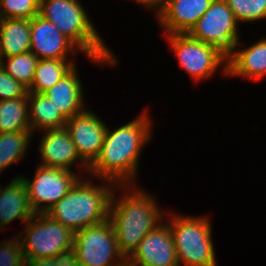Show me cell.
Segmentation results:
<instances>
[{"mask_svg": "<svg viewBox=\"0 0 266 266\" xmlns=\"http://www.w3.org/2000/svg\"><path fill=\"white\" fill-rule=\"evenodd\" d=\"M136 119V120H135ZM114 131L107 128L101 152L89 172L104 182L133 185L142 147L150 141L152 122L147 111Z\"/></svg>", "mask_w": 266, "mask_h": 266, "instance_id": "6da1fadb", "label": "cell"}, {"mask_svg": "<svg viewBox=\"0 0 266 266\" xmlns=\"http://www.w3.org/2000/svg\"><path fill=\"white\" fill-rule=\"evenodd\" d=\"M120 186L126 192L123 193V198H119L117 201L113 190L109 219L115 229L118 250L125 259H128L138 248L141 240L162 223L164 212L159 209L158 203L150 194L135 188L131 189L133 191L131 192L129 188H133L132 185Z\"/></svg>", "mask_w": 266, "mask_h": 266, "instance_id": "7a4b0ae2", "label": "cell"}, {"mask_svg": "<svg viewBox=\"0 0 266 266\" xmlns=\"http://www.w3.org/2000/svg\"><path fill=\"white\" fill-rule=\"evenodd\" d=\"M42 17L70 39L96 63L115 65L117 60L97 33L85 9L77 0H40Z\"/></svg>", "mask_w": 266, "mask_h": 266, "instance_id": "3957f363", "label": "cell"}, {"mask_svg": "<svg viewBox=\"0 0 266 266\" xmlns=\"http://www.w3.org/2000/svg\"><path fill=\"white\" fill-rule=\"evenodd\" d=\"M108 185H93L90 180L79 179L46 214L73 232L102 223L109 219L112 188L116 184Z\"/></svg>", "mask_w": 266, "mask_h": 266, "instance_id": "277c9868", "label": "cell"}, {"mask_svg": "<svg viewBox=\"0 0 266 266\" xmlns=\"http://www.w3.org/2000/svg\"><path fill=\"white\" fill-rule=\"evenodd\" d=\"M171 216L169 226L179 266H217L208 216Z\"/></svg>", "mask_w": 266, "mask_h": 266, "instance_id": "5b68a950", "label": "cell"}, {"mask_svg": "<svg viewBox=\"0 0 266 266\" xmlns=\"http://www.w3.org/2000/svg\"><path fill=\"white\" fill-rule=\"evenodd\" d=\"M24 226V237L21 234L19 239L25 261L54 258L73 247L74 232L46 213L34 214Z\"/></svg>", "mask_w": 266, "mask_h": 266, "instance_id": "8992f818", "label": "cell"}, {"mask_svg": "<svg viewBox=\"0 0 266 266\" xmlns=\"http://www.w3.org/2000/svg\"><path fill=\"white\" fill-rule=\"evenodd\" d=\"M73 248L78 263L85 266H124L126 261L118 250L115 229L110 219L74 232Z\"/></svg>", "mask_w": 266, "mask_h": 266, "instance_id": "52a82bcc", "label": "cell"}, {"mask_svg": "<svg viewBox=\"0 0 266 266\" xmlns=\"http://www.w3.org/2000/svg\"><path fill=\"white\" fill-rule=\"evenodd\" d=\"M167 39L179 65L192 79L197 81L208 78L222 62H226L223 69L227 75V55L219 48L194 39L188 33L168 34Z\"/></svg>", "mask_w": 266, "mask_h": 266, "instance_id": "ba28073f", "label": "cell"}, {"mask_svg": "<svg viewBox=\"0 0 266 266\" xmlns=\"http://www.w3.org/2000/svg\"><path fill=\"white\" fill-rule=\"evenodd\" d=\"M238 22L225 0H213L188 34L219 48L227 56L240 44Z\"/></svg>", "mask_w": 266, "mask_h": 266, "instance_id": "9c48e42d", "label": "cell"}, {"mask_svg": "<svg viewBox=\"0 0 266 266\" xmlns=\"http://www.w3.org/2000/svg\"><path fill=\"white\" fill-rule=\"evenodd\" d=\"M80 178L72 170L43 165H38L33 180L21 176L26 186L30 206L35 214L47 213Z\"/></svg>", "mask_w": 266, "mask_h": 266, "instance_id": "30bf717a", "label": "cell"}, {"mask_svg": "<svg viewBox=\"0 0 266 266\" xmlns=\"http://www.w3.org/2000/svg\"><path fill=\"white\" fill-rule=\"evenodd\" d=\"M65 128L75 145L80 159L90 167L98 158L107 131V125L87 108L70 117Z\"/></svg>", "mask_w": 266, "mask_h": 266, "instance_id": "8fae6325", "label": "cell"}, {"mask_svg": "<svg viewBox=\"0 0 266 266\" xmlns=\"http://www.w3.org/2000/svg\"><path fill=\"white\" fill-rule=\"evenodd\" d=\"M167 224L160 223L139 243L138 248L127 259L136 266H179L172 231Z\"/></svg>", "mask_w": 266, "mask_h": 266, "instance_id": "7c38bea8", "label": "cell"}, {"mask_svg": "<svg viewBox=\"0 0 266 266\" xmlns=\"http://www.w3.org/2000/svg\"><path fill=\"white\" fill-rule=\"evenodd\" d=\"M31 49L38 59H67L79 49L49 20L37 14L31 19ZM77 49V50H76Z\"/></svg>", "mask_w": 266, "mask_h": 266, "instance_id": "4fadbf2b", "label": "cell"}, {"mask_svg": "<svg viewBox=\"0 0 266 266\" xmlns=\"http://www.w3.org/2000/svg\"><path fill=\"white\" fill-rule=\"evenodd\" d=\"M213 0H166L156 14L166 35L188 33Z\"/></svg>", "mask_w": 266, "mask_h": 266, "instance_id": "5bb4252c", "label": "cell"}, {"mask_svg": "<svg viewBox=\"0 0 266 266\" xmlns=\"http://www.w3.org/2000/svg\"><path fill=\"white\" fill-rule=\"evenodd\" d=\"M39 144V152L41 155V164L48 167H58L71 170L74 162L81 161L85 171H89V167L80 159L75 149V145L65 127L46 129Z\"/></svg>", "mask_w": 266, "mask_h": 266, "instance_id": "9a60e30c", "label": "cell"}, {"mask_svg": "<svg viewBox=\"0 0 266 266\" xmlns=\"http://www.w3.org/2000/svg\"><path fill=\"white\" fill-rule=\"evenodd\" d=\"M76 70L74 67L61 80L44 92L66 120L85 110L83 88Z\"/></svg>", "mask_w": 266, "mask_h": 266, "instance_id": "2e32d148", "label": "cell"}, {"mask_svg": "<svg viewBox=\"0 0 266 266\" xmlns=\"http://www.w3.org/2000/svg\"><path fill=\"white\" fill-rule=\"evenodd\" d=\"M25 183L20 176L0 188V229L15 219L26 224L34 215Z\"/></svg>", "mask_w": 266, "mask_h": 266, "instance_id": "e0dca14e", "label": "cell"}, {"mask_svg": "<svg viewBox=\"0 0 266 266\" xmlns=\"http://www.w3.org/2000/svg\"><path fill=\"white\" fill-rule=\"evenodd\" d=\"M237 47L227 56V75L261 80L266 75V39L240 51Z\"/></svg>", "mask_w": 266, "mask_h": 266, "instance_id": "ac0fdd59", "label": "cell"}, {"mask_svg": "<svg viewBox=\"0 0 266 266\" xmlns=\"http://www.w3.org/2000/svg\"><path fill=\"white\" fill-rule=\"evenodd\" d=\"M31 19H0V59L30 52Z\"/></svg>", "mask_w": 266, "mask_h": 266, "instance_id": "d6986e66", "label": "cell"}, {"mask_svg": "<svg viewBox=\"0 0 266 266\" xmlns=\"http://www.w3.org/2000/svg\"><path fill=\"white\" fill-rule=\"evenodd\" d=\"M28 108L31 132L65 127L67 120L44 93L28 92Z\"/></svg>", "mask_w": 266, "mask_h": 266, "instance_id": "ffe728a7", "label": "cell"}, {"mask_svg": "<svg viewBox=\"0 0 266 266\" xmlns=\"http://www.w3.org/2000/svg\"><path fill=\"white\" fill-rule=\"evenodd\" d=\"M69 61V62H68ZM75 66L74 61L65 59H40L38 60L34 78L27 88L28 92L44 93Z\"/></svg>", "mask_w": 266, "mask_h": 266, "instance_id": "44dd1931", "label": "cell"}, {"mask_svg": "<svg viewBox=\"0 0 266 266\" xmlns=\"http://www.w3.org/2000/svg\"><path fill=\"white\" fill-rule=\"evenodd\" d=\"M28 97L0 101V133L30 130Z\"/></svg>", "mask_w": 266, "mask_h": 266, "instance_id": "7402d4cb", "label": "cell"}, {"mask_svg": "<svg viewBox=\"0 0 266 266\" xmlns=\"http://www.w3.org/2000/svg\"><path fill=\"white\" fill-rule=\"evenodd\" d=\"M31 135V130L0 133V173L26 155Z\"/></svg>", "mask_w": 266, "mask_h": 266, "instance_id": "603a6c76", "label": "cell"}, {"mask_svg": "<svg viewBox=\"0 0 266 266\" xmlns=\"http://www.w3.org/2000/svg\"><path fill=\"white\" fill-rule=\"evenodd\" d=\"M38 60L34 53L26 52L6 58L7 63L0 59V65L8 75L28 88L33 81Z\"/></svg>", "mask_w": 266, "mask_h": 266, "instance_id": "cb8c5ba5", "label": "cell"}, {"mask_svg": "<svg viewBox=\"0 0 266 266\" xmlns=\"http://www.w3.org/2000/svg\"><path fill=\"white\" fill-rule=\"evenodd\" d=\"M239 23L266 18V0H225Z\"/></svg>", "mask_w": 266, "mask_h": 266, "instance_id": "d4e9b609", "label": "cell"}, {"mask_svg": "<svg viewBox=\"0 0 266 266\" xmlns=\"http://www.w3.org/2000/svg\"><path fill=\"white\" fill-rule=\"evenodd\" d=\"M40 13V0H0V19H32Z\"/></svg>", "mask_w": 266, "mask_h": 266, "instance_id": "484cf974", "label": "cell"}, {"mask_svg": "<svg viewBox=\"0 0 266 266\" xmlns=\"http://www.w3.org/2000/svg\"><path fill=\"white\" fill-rule=\"evenodd\" d=\"M0 266H26L19 237L0 243Z\"/></svg>", "mask_w": 266, "mask_h": 266, "instance_id": "4316f807", "label": "cell"}, {"mask_svg": "<svg viewBox=\"0 0 266 266\" xmlns=\"http://www.w3.org/2000/svg\"><path fill=\"white\" fill-rule=\"evenodd\" d=\"M21 97H28L27 87L8 75L0 65V101Z\"/></svg>", "mask_w": 266, "mask_h": 266, "instance_id": "83f0119b", "label": "cell"}, {"mask_svg": "<svg viewBox=\"0 0 266 266\" xmlns=\"http://www.w3.org/2000/svg\"><path fill=\"white\" fill-rule=\"evenodd\" d=\"M54 260L59 262V266H76L78 264L76 251L73 247L60 252L54 257Z\"/></svg>", "mask_w": 266, "mask_h": 266, "instance_id": "f1b7e54d", "label": "cell"}, {"mask_svg": "<svg viewBox=\"0 0 266 266\" xmlns=\"http://www.w3.org/2000/svg\"><path fill=\"white\" fill-rule=\"evenodd\" d=\"M26 266H59V262H55L54 258H40L26 260Z\"/></svg>", "mask_w": 266, "mask_h": 266, "instance_id": "f546056e", "label": "cell"}, {"mask_svg": "<svg viewBox=\"0 0 266 266\" xmlns=\"http://www.w3.org/2000/svg\"><path fill=\"white\" fill-rule=\"evenodd\" d=\"M136 1L137 3L141 4L142 6L155 9V14L158 13L161 8L163 7L166 0H132ZM157 9H156V8Z\"/></svg>", "mask_w": 266, "mask_h": 266, "instance_id": "4dcf8cb0", "label": "cell"}, {"mask_svg": "<svg viewBox=\"0 0 266 266\" xmlns=\"http://www.w3.org/2000/svg\"><path fill=\"white\" fill-rule=\"evenodd\" d=\"M124 266H136V265L131 264V263L126 259Z\"/></svg>", "mask_w": 266, "mask_h": 266, "instance_id": "1f68e13d", "label": "cell"}]
</instances>
